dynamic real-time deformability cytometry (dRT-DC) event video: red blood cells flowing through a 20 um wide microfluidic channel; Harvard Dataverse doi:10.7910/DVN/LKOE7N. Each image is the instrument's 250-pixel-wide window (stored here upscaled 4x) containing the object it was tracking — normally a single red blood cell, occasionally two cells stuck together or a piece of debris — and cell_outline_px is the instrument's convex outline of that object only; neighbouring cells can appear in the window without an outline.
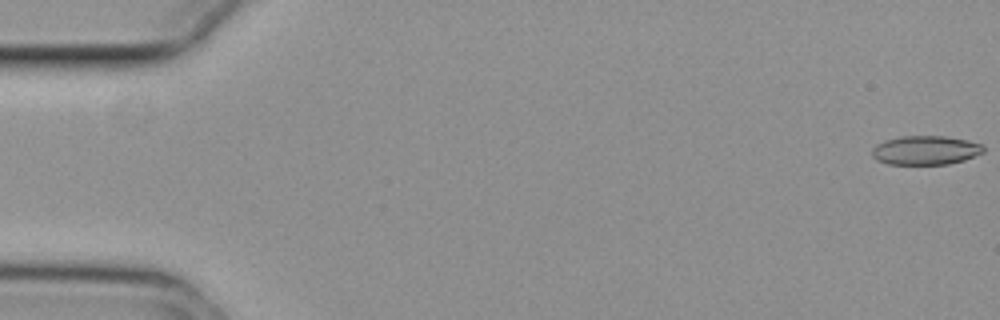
{"species": "common noctule bat (a hibernating species)", "species_latin": "Nyctalus noctula", "temperature_condition": "cold", "stored_images_in_passage": 54, "camera_frame_rate_fps": 3000, "um_per_image_px": 0.085, "animal": {"sex": "female", "body_mass_g": 29.2, "forearm_length_mm": 56.3}, "frame": {"image": 1, "passage_image": 1, "time_ms": 0.0, "image_size_px": [1000, 320], "cell_outline_px": [[984, 152], [964, 160], [948, 164], [888, 164], [876, 160], [872, 156], [872, 148], [876, 144], [884, 140], [900, 136], [948, 136], [968, 140], [984, 144]], "centroid_in_image_um": [78.67, 12.76], "position_along_channel_um": 6.3, "area_um2": 19.07}}
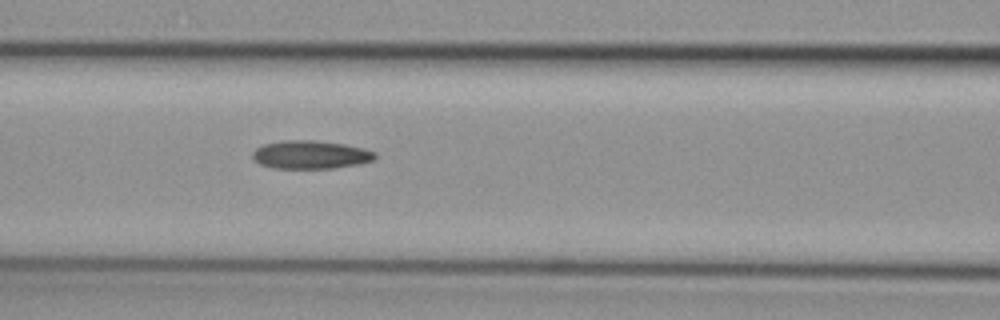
{"frame": {"image": 2, "passage_image": 24, "time_ms": 7.667, "image_size_px": [1000, 320], "cell_outline_px": [[376, 160], [360, 164], [332, 168], [272, 168], [260, 164], [252, 156], [252, 152], [256, 148], [264, 144], [284, 140], [316, 140], [344, 144], [364, 148], [376, 152]], "centroid_in_image_um": [26.43, 13.14], "position_along_channel_um": 140.2, "area_um2": 20.29}}
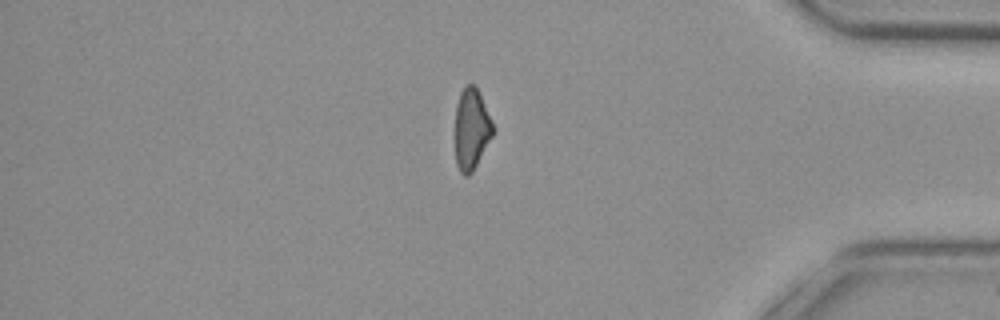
{"frame": {"image": 3, "passage_image": 47, "time_ms": 15.333, "image_size_px": [1000, 320], "cell_outline_px": [[492, 136], [472, 172], [468, 176], [464, 176], [460, 172], [456, 164], [456, 104], [460, 92], [468, 84], [472, 84], [476, 88], [492, 120]], "centroid_in_image_um": [40.05, 10.99], "position_along_channel_um": 395.1, "area_um2": 17.4}, "authors_computed_cell_mechanics": {"area_um2": 19.6231, "velocity_mm_per_s": 3.7477, "shape_relaxation_time_tau1_ms": null, "shape_relaxation_time_tau2_ms": 6.3272, "deformation_change_tau1": null, "deformation_change_tau2": 0.161}}